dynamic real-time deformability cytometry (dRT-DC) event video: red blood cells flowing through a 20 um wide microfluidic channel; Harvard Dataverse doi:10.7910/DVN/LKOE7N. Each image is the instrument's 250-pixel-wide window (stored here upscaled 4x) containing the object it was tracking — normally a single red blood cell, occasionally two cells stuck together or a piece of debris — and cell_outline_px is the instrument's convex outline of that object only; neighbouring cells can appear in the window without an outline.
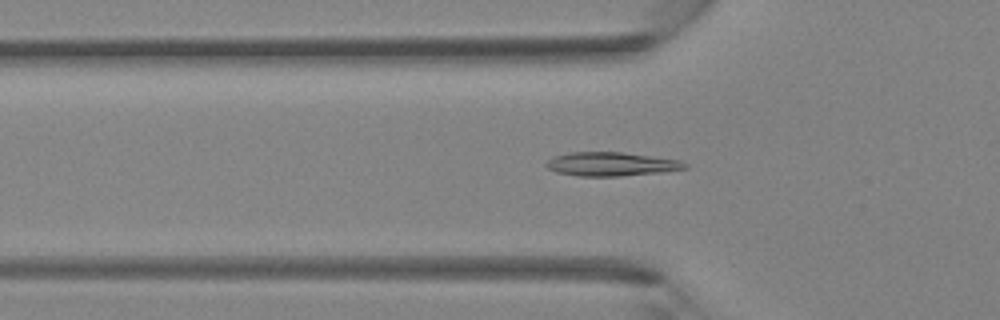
{"species": "Egyptian fruit bat (a non-hibernating species)", "species_latin": "Rousettus aegyptiacus", "temperature_condition": "room temperature", "stored_images_in_passage": 41, "camera_frame_rate_fps": 3000, "um_per_image_px": 0.085, "animal": {"sex": "female"}, "frame": {"image": 1, "passage_image": 14, "time_ms": 4.333, "image_size_px": [1000, 320], "cell_outline_px": [[688, 168], [660, 172], [620, 176], [576, 176], [556, 172], [548, 168], [544, 164], [548, 160], [556, 156], [568, 152], [620, 152], [680, 160], [688, 164]], "centroid_in_image_um": [51.94, 13.95], "position_along_channel_um": 73.9, "area_um2": 19.13}}
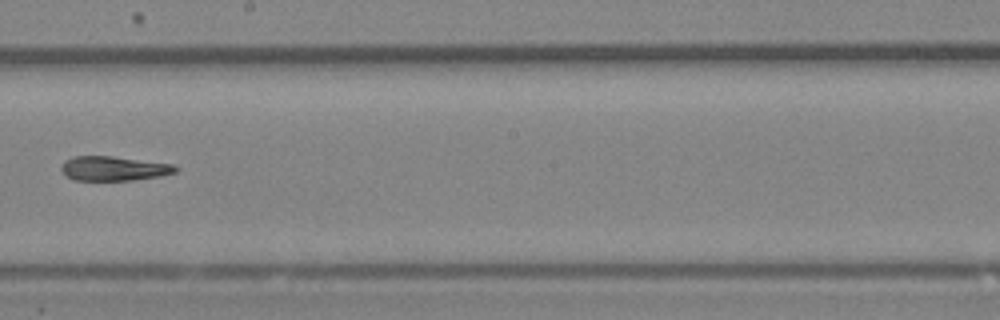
{"frame": {"image": 2, "passage_image": 24, "time_ms": 7.667, "image_size_px": [1000, 320], "cell_outline_px": [[180, 168], [176, 172], [160, 176], [132, 180], [72, 180], [64, 176], [60, 168], [60, 164], [64, 160], [72, 156], [112, 156], [176, 164]], "centroid_in_image_um": [9.65, 14.31], "position_along_channel_um": 238.6, "area_um2": 16.65}}
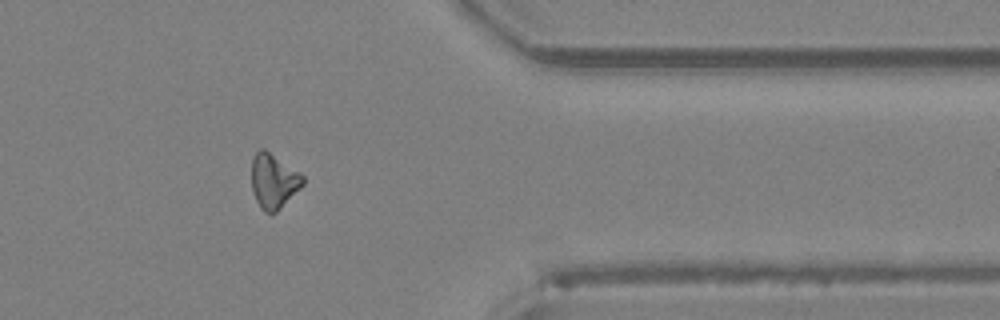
{"frame": {"image": 3, "passage_image": 34, "time_ms": 11.0, "image_size_px": [1000, 320], "cell_outline_px": [[304, 184], [276, 212], [264, 212], [260, 208], [252, 192], [252, 160], [256, 152], [260, 148], [264, 148], [304, 176]], "centroid_in_image_um": [23.24, 15.39], "position_along_channel_um": 388.2, "area_um2": 16.13}}